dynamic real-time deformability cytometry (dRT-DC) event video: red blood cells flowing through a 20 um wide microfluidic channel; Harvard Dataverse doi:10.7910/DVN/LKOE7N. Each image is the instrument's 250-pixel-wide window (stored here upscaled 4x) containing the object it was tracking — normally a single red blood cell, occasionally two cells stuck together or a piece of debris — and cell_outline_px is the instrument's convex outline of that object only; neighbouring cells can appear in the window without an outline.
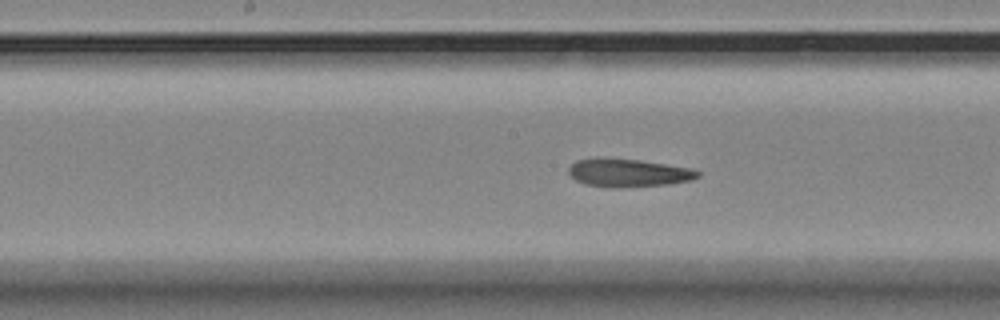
{"species": "Egyptian fruit bat (a non-hibernating species)", "species_latin": "Rousettus aegyptiacus", "temperature_condition": "room temperature", "stored_images_in_passage": 15, "camera_frame_rate_fps": 3000, "um_per_image_px": 0.085, "animal": {"sex": "female"}, "frame": {"image": 1, "passage_image": 13, "time_ms": 4.0, "image_size_px": [1000, 320], "cell_outline_px": [[700, 176], [692, 180], [668, 184], [620, 188], [608, 188], [584, 184], [576, 180], [568, 172], [568, 168], [576, 160], [636, 160], [692, 168], [700, 172]], "centroid_in_image_um": [53.45, 14.74], "position_along_channel_um": 194.7, "area_um2": 20.58}}